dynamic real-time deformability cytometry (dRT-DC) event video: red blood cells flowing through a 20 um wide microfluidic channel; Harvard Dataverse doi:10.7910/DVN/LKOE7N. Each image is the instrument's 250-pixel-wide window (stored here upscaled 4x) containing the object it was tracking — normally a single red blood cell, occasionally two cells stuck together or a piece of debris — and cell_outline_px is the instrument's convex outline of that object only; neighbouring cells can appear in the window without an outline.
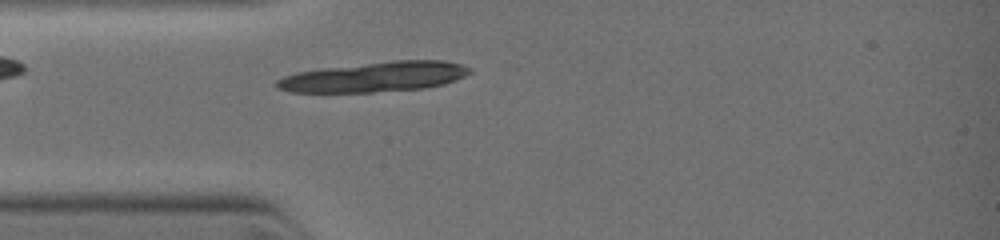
{"species": "common noctule bat (a hibernating species)", "species_latin": "Nyctalus noctula", "temperature_condition": "warm", "stored_images_in_passage": 6, "camera_frame_rate_fps": 3000, "um_per_image_px": 0.085, "animal": {"sex": "female", "body_mass_g": 19.0, "forearm_length_mm": 51.5}, "frame": {"image": 1, "passage_image": 3, "time_ms": 1.0, "image_size_px": [1000, 240], "cell_outline_px": [[472, 72], [464, 76], [440, 84], [424, 88], [372, 92], [292, 92], [276, 88], [276, 80], [284, 76], [296, 72], [320, 68], [392, 60], [444, 60], [460, 64], [472, 68]], "centroid_in_image_um": [31.8, 6.52], "position_along_channel_um": 53.2, "area_um2": 33.7}}